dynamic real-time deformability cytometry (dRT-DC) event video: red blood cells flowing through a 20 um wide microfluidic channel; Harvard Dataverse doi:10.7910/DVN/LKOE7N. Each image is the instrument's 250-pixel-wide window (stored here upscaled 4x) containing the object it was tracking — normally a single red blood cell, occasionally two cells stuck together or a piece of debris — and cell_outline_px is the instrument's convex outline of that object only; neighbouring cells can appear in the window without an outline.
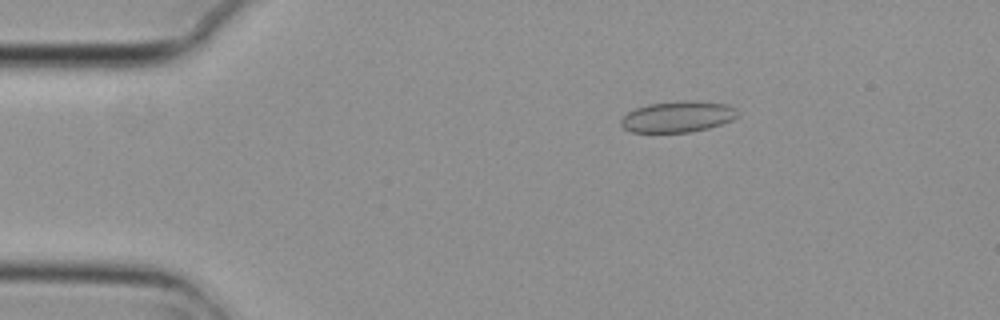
{"species": "common noctule bat (a hibernating species)", "species_latin": "Nyctalus noctula", "temperature_condition": "cold", "stored_images_in_passage": 5, "camera_frame_rate_fps": 3000, "um_per_image_px": 0.085, "animal": {"sex": "female", "body_mass_g": 29.2, "forearm_length_mm": 56.3}, "frame": {"image": 1, "passage_image": 3, "time_ms": 0.667, "image_size_px": [1000, 320], "cell_outline_px": [[740, 116], [732, 120], [708, 128], [688, 132], [632, 132], [624, 128], [620, 124], [620, 120], [628, 112], [636, 108], [648, 104], [688, 100], [728, 104], [736, 108], [740, 112]], "centroid_in_image_um": [57.65, 9.91], "position_along_channel_um": 27.4, "area_um2": 21.15}}
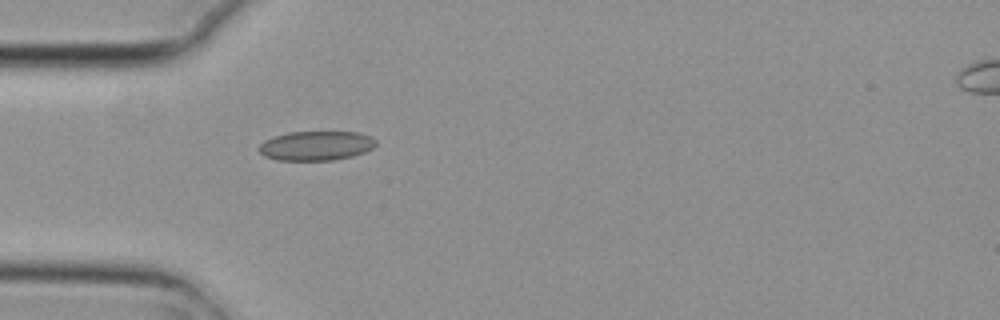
{"frame": {"image": 2, "passage_image": 5, "time_ms": 1.333, "image_size_px": [1000, 320], "cell_outline_px": [[376, 144], [372, 148], [364, 152], [352, 156], [332, 160], [276, 160], [264, 156], [256, 148], [264, 140], [272, 136], [288, 132], [360, 132], [372, 136], [376, 140]], "centroid_in_image_um": [26.84, 12.38], "position_along_channel_um": 58.2, "area_um2": 20.23}}